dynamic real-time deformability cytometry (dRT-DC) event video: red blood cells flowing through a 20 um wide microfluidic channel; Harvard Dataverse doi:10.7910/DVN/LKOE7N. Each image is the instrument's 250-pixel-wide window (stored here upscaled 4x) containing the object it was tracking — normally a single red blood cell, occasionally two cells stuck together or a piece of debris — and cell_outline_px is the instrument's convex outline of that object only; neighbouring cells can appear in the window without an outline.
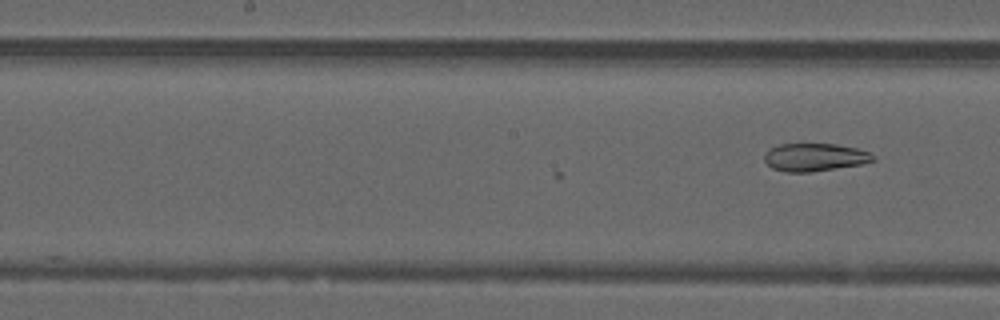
{"species": "common noctule bat (a hibernating species)", "species_latin": "Nyctalus noctula", "temperature_condition": "warm", "stored_images_in_passage": 20, "camera_frame_rate_fps": 3000, "um_per_image_px": 0.085, "animal": {"sex": "male", "forearm_length_mm": 52.5}, "frame": {"image": 1, "passage_image": 20, "time_ms": 6.333, "image_size_px": [1000, 320], "cell_outline_px": [[876, 160], [860, 164], [812, 172], [784, 172], [772, 168], [764, 160], [764, 156], [768, 148], [780, 144], [836, 144], [856, 148], [868, 152], [876, 156]], "centroid_in_image_um": [69.23, 13.36], "position_along_channel_um": 179.0, "area_um2": 17.69}}